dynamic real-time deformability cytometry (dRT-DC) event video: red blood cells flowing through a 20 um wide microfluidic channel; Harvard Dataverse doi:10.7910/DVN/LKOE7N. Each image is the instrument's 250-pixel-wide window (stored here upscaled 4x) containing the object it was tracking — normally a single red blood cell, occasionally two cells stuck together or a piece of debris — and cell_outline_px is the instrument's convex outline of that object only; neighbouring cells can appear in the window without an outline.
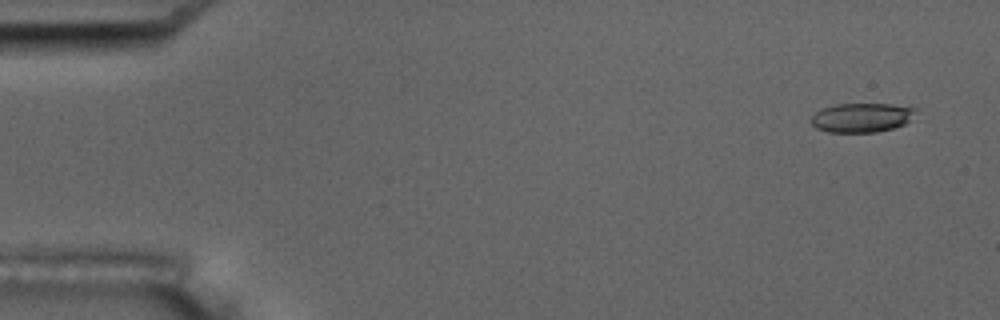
{"species": "common noctule bat (a hibernating species)", "species_latin": "Nyctalus noctula", "temperature_condition": "room temperature", "stored_images_in_passage": 6, "camera_frame_rate_fps": 3000, "um_per_image_px": 0.085, "animal": {"sex": "male", "body_mass_g": 17.5, "forearm_length_mm": 52.3}, "frame": {"image": 1, "passage_image": 1, "time_ms": 0.0, "image_size_px": [1000, 320], "cell_outline_px": [[916, 108], [908, 120], [904, 124], [892, 128], [876, 132], [828, 132], [816, 128], [808, 120], [816, 112], [824, 108], [836, 104], [892, 104]], "centroid_in_image_um": [73.17, 10.0], "position_along_channel_um": 11.8, "area_um2": 17.57}}
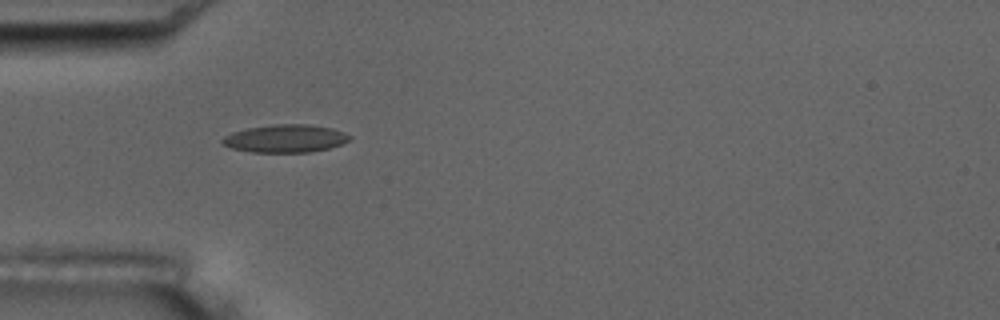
{"frame": {"image": 2, "passage_image": 5, "time_ms": 1.333, "image_size_px": [1000, 320], "cell_outline_px": [[352, 140], [328, 148], [308, 152], [252, 152], [232, 148], [220, 144], [220, 140], [224, 136], [232, 132], [248, 128], [276, 124], [308, 124], [332, 128], [344, 132], [352, 136]], "centroid_in_image_um": [24.25, 11.77], "position_along_channel_um": 60.8, "area_um2": 20.69}}